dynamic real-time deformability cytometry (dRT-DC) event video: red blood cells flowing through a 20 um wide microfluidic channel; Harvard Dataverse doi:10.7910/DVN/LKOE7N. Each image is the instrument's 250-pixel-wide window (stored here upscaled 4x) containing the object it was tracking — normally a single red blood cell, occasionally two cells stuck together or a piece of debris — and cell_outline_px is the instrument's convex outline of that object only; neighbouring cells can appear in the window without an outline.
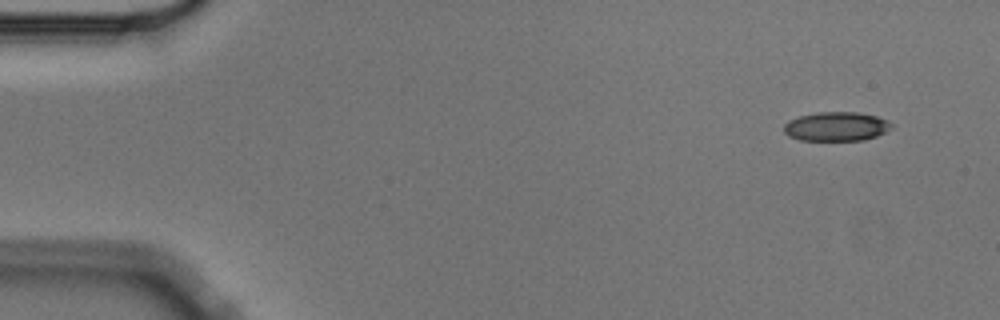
{"species": "Egyptian fruit bat (a non-hibernating species)", "species_latin": "Rousettus aegyptiacus", "temperature_condition": "cold", "stored_images_in_passage": 3, "camera_frame_rate_fps": 3000, "um_per_image_px": 0.085, "animal": {"sex": "male"}, "frame": {"image": 1, "passage_image": 1, "time_ms": 0.0, "image_size_px": [1000, 320], "cell_outline_px": [[892, 128], [876, 136], [864, 140], [800, 140], [788, 136], [784, 132], [784, 124], [788, 120], [800, 116], [816, 112], [856, 112], [876, 116], [888, 120], [892, 124]], "centroid_in_image_um": [71.07, 10.75], "position_along_channel_um": 13.9, "area_um2": 18.26}}